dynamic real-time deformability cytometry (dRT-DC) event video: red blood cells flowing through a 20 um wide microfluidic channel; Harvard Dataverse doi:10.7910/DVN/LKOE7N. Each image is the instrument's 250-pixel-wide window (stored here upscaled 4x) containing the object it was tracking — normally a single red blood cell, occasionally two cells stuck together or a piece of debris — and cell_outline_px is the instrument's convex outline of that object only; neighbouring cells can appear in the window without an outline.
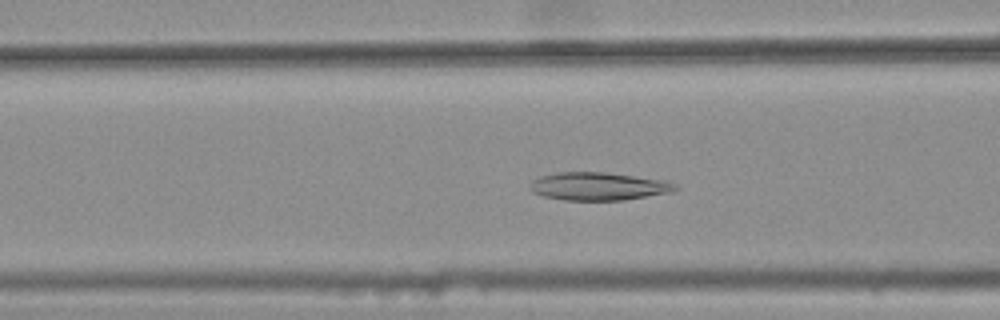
{"species": "common noctule bat (a hibernating species)", "species_latin": "Nyctalus noctula", "temperature_condition": "warm", "stored_images_in_passage": 44, "camera_frame_rate_fps": 3000, "um_per_image_px": 0.085, "animal": {"sex": "female", "body_mass_g": 25.1}, "frame": {"image": 1, "passage_image": 20, "time_ms": 6.333, "image_size_px": [1000, 320], "cell_outline_px": [[680, 188], [672, 192], [624, 200], [564, 200], [544, 196], [532, 192], [528, 188], [532, 180], [540, 176], [556, 172], [604, 172], [660, 180], [676, 184]], "centroid_in_image_um": [50.82, 15.84], "position_along_channel_um": 115.8, "area_um2": 23.58}}
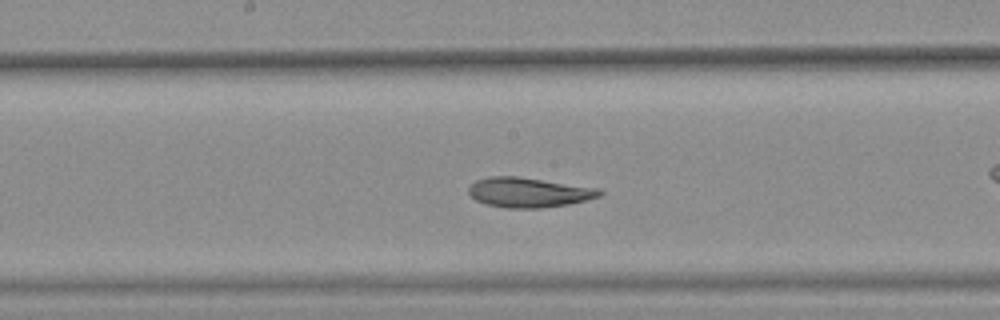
{"frame": {"image": 2, "passage_image": 27, "time_ms": 8.667, "image_size_px": [1000, 320], "cell_outline_px": [[604, 192], [600, 196], [568, 204], [540, 208], [508, 208], [484, 204], [476, 200], [468, 192], [468, 188], [476, 180], [488, 176], [516, 176], [600, 188]], "centroid_in_image_um": [44.93, 16.35], "position_along_channel_um": 203.3, "area_um2": 22.72}}
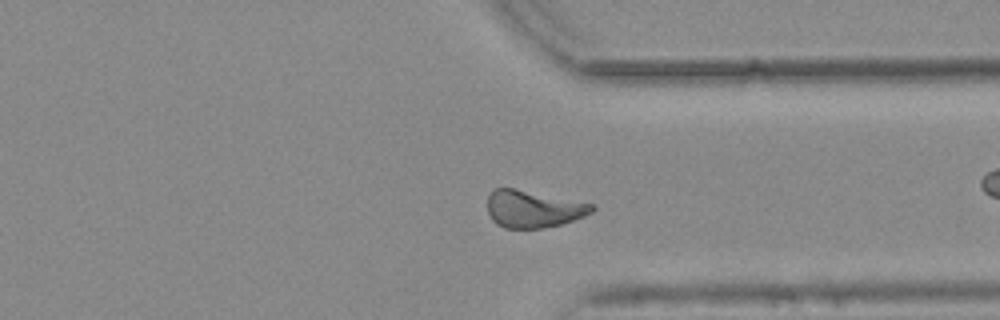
{"frame": {"image": 3, "passage_image": 40, "time_ms": 13.0, "image_size_px": [1000, 320], "cell_outline_px": [[596, 208], [592, 212], [584, 216], [560, 224], [544, 228], [504, 228], [496, 224], [492, 220], [488, 212], [488, 196], [496, 188], [512, 188], [592, 204]], "centroid_in_image_um": [45.29, 17.78], "position_along_channel_um": 366.1, "area_um2": 22.25}, "authors_computed_cell_mechanics": {"area_um2": 23.5246, "velocity_mm_per_s": 3.7696, "shape_relaxation_time_tau1_ms": null, "shape_relaxation_time_tau2_ms": 6.8605, "deformation_change_tau1": null, "deformation_change_tau2": 0.1167}}